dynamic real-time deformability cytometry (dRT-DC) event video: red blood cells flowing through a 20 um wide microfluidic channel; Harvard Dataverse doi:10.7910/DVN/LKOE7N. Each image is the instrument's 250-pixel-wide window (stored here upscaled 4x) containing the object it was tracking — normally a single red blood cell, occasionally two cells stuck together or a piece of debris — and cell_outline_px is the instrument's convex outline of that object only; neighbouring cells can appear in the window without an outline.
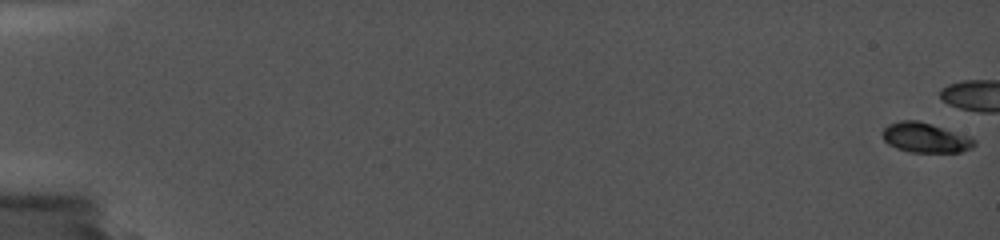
{"species": "common noctule bat (a hibernating species)", "species_latin": "Nyctalus noctula", "temperature_condition": "cold", "stored_images_in_passage": 41, "camera_frame_rate_fps": 5000, "um_per_image_px": 0.085, "animal": {"sex": "female", "body_mass_g": 19.0, "forearm_length_mm": 56.7}, "frame": {"image": 1, "passage_image": 1, "time_ms": 0.0, "image_size_px": [1000, 240], "cell_outline_px": [[976, 144], [972, 148], [960, 152], [912, 152], [896, 148], [888, 144], [884, 140], [884, 128], [888, 124], [900, 120], [916, 120], [972, 136], [976, 140]], "centroid_in_image_um": [78.7, 11.7], "position_along_channel_um": 6.3, "area_um2": 15.95}}